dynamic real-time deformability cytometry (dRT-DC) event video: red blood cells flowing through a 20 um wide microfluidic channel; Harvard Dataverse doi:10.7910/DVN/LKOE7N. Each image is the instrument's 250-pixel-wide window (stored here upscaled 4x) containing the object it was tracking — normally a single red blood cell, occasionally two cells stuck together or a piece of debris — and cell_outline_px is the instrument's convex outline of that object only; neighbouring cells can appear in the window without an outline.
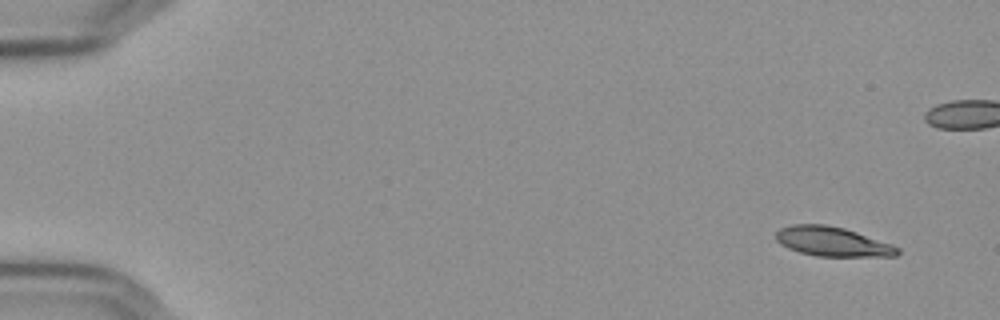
{"species": "Egyptian fruit bat (a non-hibernating species)", "species_latin": "Rousettus aegyptiacus", "temperature_condition": "cold", "stored_images_in_passage": 55, "camera_frame_rate_fps": 3000, "um_per_image_px": 0.085, "frame": {"image": 1, "passage_image": 1, "time_ms": 0.0, "image_size_px": [1000, 320], "cell_outline_px": [[900, 252], [896, 256], [816, 256], [800, 252], [788, 248], [780, 244], [776, 240], [776, 232], [780, 228], [792, 224], [824, 224], [844, 228], [892, 244], [900, 248]], "centroid_in_image_um": [70.75, 20.53], "position_along_channel_um": 14.3, "area_um2": 20.81}}
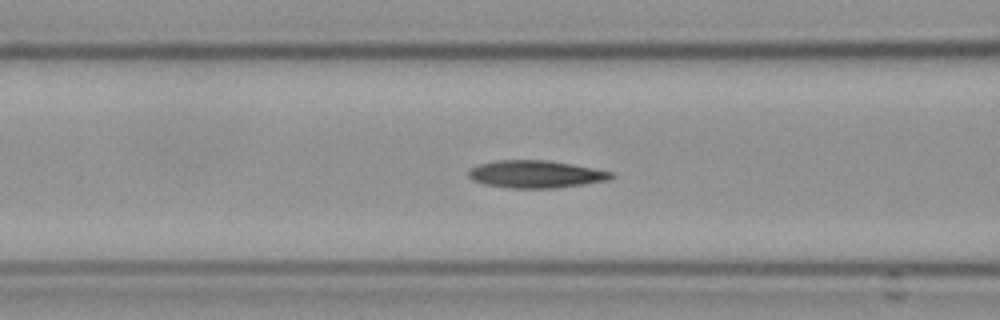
{"frame": {"image": 2, "passage_image": 21, "time_ms": 6.667, "image_size_px": [1000, 320], "cell_outline_px": [[616, 176], [608, 180], [584, 184], [556, 188], [508, 188], [484, 184], [472, 180], [468, 176], [468, 172], [472, 168], [480, 164], [496, 160], [544, 160], [572, 164], [612, 172]], "centroid_in_image_um": [45.53, 14.81], "position_along_channel_um": 121.1, "area_um2": 22.77}}
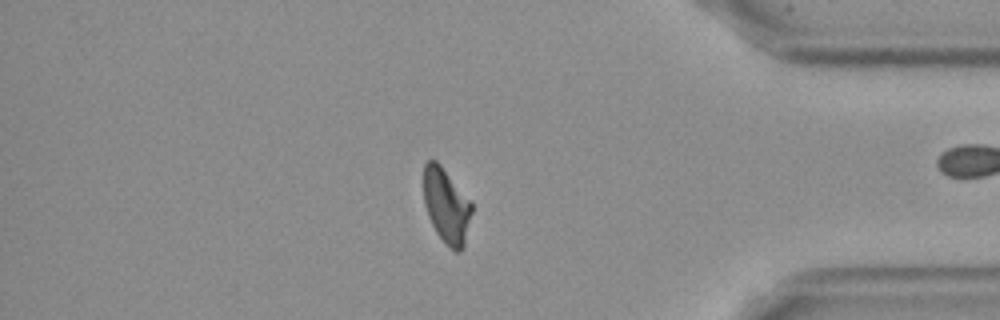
{"frame": {"image": 3, "passage_image": 46, "time_ms": 15.0, "image_size_px": [1000, 320], "cell_outline_px": [[472, 212], [464, 248], [460, 252], [456, 252], [448, 248], [436, 232], [428, 216], [424, 204], [424, 164], [428, 160], [436, 160], [440, 164], [472, 204]], "centroid_in_image_um": [37.94, 17.54], "position_along_channel_um": 397.3, "area_um2": 20.92}, "authors_computed_cell_mechanics": {"area_um2": 22.1952, "velocity_mm_per_s": 3.6093, "shape_relaxation_time_tau1_ms": null, "shape_relaxation_time_tau2_ms": 3.8579, "deformation_change_tau1": null, "deformation_change_tau2": 0.1084}}